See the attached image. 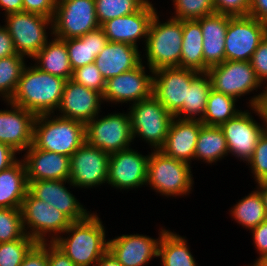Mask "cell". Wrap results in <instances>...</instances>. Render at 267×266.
Returning <instances> with one entry per match:
<instances>
[{
    "label": "cell",
    "instance_id": "6da1fadb",
    "mask_svg": "<svg viewBox=\"0 0 267 266\" xmlns=\"http://www.w3.org/2000/svg\"><path fill=\"white\" fill-rule=\"evenodd\" d=\"M97 213L86 219L72 222L53 243L66 254L76 266H95L108 250L105 227ZM68 234V235H67Z\"/></svg>",
    "mask_w": 267,
    "mask_h": 266
},
{
    "label": "cell",
    "instance_id": "7a4b0ae2",
    "mask_svg": "<svg viewBox=\"0 0 267 266\" xmlns=\"http://www.w3.org/2000/svg\"><path fill=\"white\" fill-rule=\"evenodd\" d=\"M26 65L10 102L35 115L55 113L63 95L66 79Z\"/></svg>",
    "mask_w": 267,
    "mask_h": 266
},
{
    "label": "cell",
    "instance_id": "3957f363",
    "mask_svg": "<svg viewBox=\"0 0 267 266\" xmlns=\"http://www.w3.org/2000/svg\"><path fill=\"white\" fill-rule=\"evenodd\" d=\"M55 113L36 115L33 145L49 152L71 157L86 142L85 123Z\"/></svg>",
    "mask_w": 267,
    "mask_h": 266
},
{
    "label": "cell",
    "instance_id": "277c9868",
    "mask_svg": "<svg viewBox=\"0 0 267 266\" xmlns=\"http://www.w3.org/2000/svg\"><path fill=\"white\" fill-rule=\"evenodd\" d=\"M182 40L183 21L171 17L161 23L156 12L149 26L146 44H144L149 70L180 67Z\"/></svg>",
    "mask_w": 267,
    "mask_h": 266
},
{
    "label": "cell",
    "instance_id": "5b68a950",
    "mask_svg": "<svg viewBox=\"0 0 267 266\" xmlns=\"http://www.w3.org/2000/svg\"><path fill=\"white\" fill-rule=\"evenodd\" d=\"M148 160L147 182L155 192L166 196H187L194 184L191 165L152 150Z\"/></svg>",
    "mask_w": 267,
    "mask_h": 266
},
{
    "label": "cell",
    "instance_id": "8992f818",
    "mask_svg": "<svg viewBox=\"0 0 267 266\" xmlns=\"http://www.w3.org/2000/svg\"><path fill=\"white\" fill-rule=\"evenodd\" d=\"M129 116L133 139L140 138L153 150H160L174 116L153 95L131 104Z\"/></svg>",
    "mask_w": 267,
    "mask_h": 266
},
{
    "label": "cell",
    "instance_id": "52a82bcc",
    "mask_svg": "<svg viewBox=\"0 0 267 266\" xmlns=\"http://www.w3.org/2000/svg\"><path fill=\"white\" fill-rule=\"evenodd\" d=\"M20 209L25 234L37 243L54 242L72 223L65 214L34 197L29 191Z\"/></svg>",
    "mask_w": 267,
    "mask_h": 266
},
{
    "label": "cell",
    "instance_id": "ba28073f",
    "mask_svg": "<svg viewBox=\"0 0 267 266\" xmlns=\"http://www.w3.org/2000/svg\"><path fill=\"white\" fill-rule=\"evenodd\" d=\"M5 17L4 27L11 35L16 53L26 58L32 59L48 42V28L53 36L51 18L29 12L13 13Z\"/></svg>",
    "mask_w": 267,
    "mask_h": 266
},
{
    "label": "cell",
    "instance_id": "9c48e42d",
    "mask_svg": "<svg viewBox=\"0 0 267 266\" xmlns=\"http://www.w3.org/2000/svg\"><path fill=\"white\" fill-rule=\"evenodd\" d=\"M99 27L95 0H57L52 18V38H78Z\"/></svg>",
    "mask_w": 267,
    "mask_h": 266
},
{
    "label": "cell",
    "instance_id": "30bf717a",
    "mask_svg": "<svg viewBox=\"0 0 267 266\" xmlns=\"http://www.w3.org/2000/svg\"><path fill=\"white\" fill-rule=\"evenodd\" d=\"M99 114L85 124L86 142L112 154L127 149L134 141L129 113Z\"/></svg>",
    "mask_w": 267,
    "mask_h": 266
},
{
    "label": "cell",
    "instance_id": "8fae6325",
    "mask_svg": "<svg viewBox=\"0 0 267 266\" xmlns=\"http://www.w3.org/2000/svg\"><path fill=\"white\" fill-rule=\"evenodd\" d=\"M206 73L212 89L236 100L262 87L250 61L225 60L222 64L210 67Z\"/></svg>",
    "mask_w": 267,
    "mask_h": 266
},
{
    "label": "cell",
    "instance_id": "7c38bea8",
    "mask_svg": "<svg viewBox=\"0 0 267 266\" xmlns=\"http://www.w3.org/2000/svg\"><path fill=\"white\" fill-rule=\"evenodd\" d=\"M266 34L267 25L256 18L230 16L224 40L226 60L250 61Z\"/></svg>",
    "mask_w": 267,
    "mask_h": 266
},
{
    "label": "cell",
    "instance_id": "4fadbf2b",
    "mask_svg": "<svg viewBox=\"0 0 267 266\" xmlns=\"http://www.w3.org/2000/svg\"><path fill=\"white\" fill-rule=\"evenodd\" d=\"M110 154L85 142L70 157L72 187L92 188L108 181Z\"/></svg>",
    "mask_w": 267,
    "mask_h": 266
},
{
    "label": "cell",
    "instance_id": "5bb4252c",
    "mask_svg": "<svg viewBox=\"0 0 267 266\" xmlns=\"http://www.w3.org/2000/svg\"><path fill=\"white\" fill-rule=\"evenodd\" d=\"M219 127L224 133L229 154L245 163L252 157L259 138L267 130L266 124L258 123L249 110L239 112Z\"/></svg>",
    "mask_w": 267,
    "mask_h": 266
},
{
    "label": "cell",
    "instance_id": "9a60e30c",
    "mask_svg": "<svg viewBox=\"0 0 267 266\" xmlns=\"http://www.w3.org/2000/svg\"><path fill=\"white\" fill-rule=\"evenodd\" d=\"M141 62L133 70L121 73L106 81L103 101L115 104H135L153 95V71L146 74ZM131 102V103H130Z\"/></svg>",
    "mask_w": 267,
    "mask_h": 266
},
{
    "label": "cell",
    "instance_id": "2e32d148",
    "mask_svg": "<svg viewBox=\"0 0 267 266\" xmlns=\"http://www.w3.org/2000/svg\"><path fill=\"white\" fill-rule=\"evenodd\" d=\"M149 157L131 147L110 154L107 183L118 190L145 187Z\"/></svg>",
    "mask_w": 267,
    "mask_h": 266
},
{
    "label": "cell",
    "instance_id": "e0dca14e",
    "mask_svg": "<svg viewBox=\"0 0 267 266\" xmlns=\"http://www.w3.org/2000/svg\"><path fill=\"white\" fill-rule=\"evenodd\" d=\"M200 72L181 67L153 71V96L174 116L186 100L187 88Z\"/></svg>",
    "mask_w": 267,
    "mask_h": 266
},
{
    "label": "cell",
    "instance_id": "ac0fdd59",
    "mask_svg": "<svg viewBox=\"0 0 267 266\" xmlns=\"http://www.w3.org/2000/svg\"><path fill=\"white\" fill-rule=\"evenodd\" d=\"M156 12L152 2L148 0L138 11L108 20L100 27L108 42H123L138 47L140 39L145 38L143 42L146 44L149 26Z\"/></svg>",
    "mask_w": 267,
    "mask_h": 266
},
{
    "label": "cell",
    "instance_id": "d6986e66",
    "mask_svg": "<svg viewBox=\"0 0 267 266\" xmlns=\"http://www.w3.org/2000/svg\"><path fill=\"white\" fill-rule=\"evenodd\" d=\"M102 103L104 102L101 93L69 79L65 83L58 111L55 113L60 117L86 124L101 112Z\"/></svg>",
    "mask_w": 267,
    "mask_h": 266
},
{
    "label": "cell",
    "instance_id": "ffe728a7",
    "mask_svg": "<svg viewBox=\"0 0 267 266\" xmlns=\"http://www.w3.org/2000/svg\"><path fill=\"white\" fill-rule=\"evenodd\" d=\"M69 180H38L28 182V191L36 198L65 214L72 222L86 219L91 212L67 189Z\"/></svg>",
    "mask_w": 267,
    "mask_h": 266
},
{
    "label": "cell",
    "instance_id": "44dd1931",
    "mask_svg": "<svg viewBox=\"0 0 267 266\" xmlns=\"http://www.w3.org/2000/svg\"><path fill=\"white\" fill-rule=\"evenodd\" d=\"M158 238H151L142 234H130L108 239V250L122 266H144L152 258L158 257V247L162 234L160 229Z\"/></svg>",
    "mask_w": 267,
    "mask_h": 266
},
{
    "label": "cell",
    "instance_id": "7402d4cb",
    "mask_svg": "<svg viewBox=\"0 0 267 266\" xmlns=\"http://www.w3.org/2000/svg\"><path fill=\"white\" fill-rule=\"evenodd\" d=\"M10 110H0V142L11 146L18 154L33 144V126L36 115L10 101Z\"/></svg>",
    "mask_w": 267,
    "mask_h": 266
},
{
    "label": "cell",
    "instance_id": "603a6c76",
    "mask_svg": "<svg viewBox=\"0 0 267 266\" xmlns=\"http://www.w3.org/2000/svg\"><path fill=\"white\" fill-rule=\"evenodd\" d=\"M27 181L69 180L70 157L36 148L33 144L24 153Z\"/></svg>",
    "mask_w": 267,
    "mask_h": 266
},
{
    "label": "cell",
    "instance_id": "cb8c5ba5",
    "mask_svg": "<svg viewBox=\"0 0 267 266\" xmlns=\"http://www.w3.org/2000/svg\"><path fill=\"white\" fill-rule=\"evenodd\" d=\"M199 120H183L173 118L163 147L164 154L191 165L200 128Z\"/></svg>",
    "mask_w": 267,
    "mask_h": 266
},
{
    "label": "cell",
    "instance_id": "d4e9b609",
    "mask_svg": "<svg viewBox=\"0 0 267 266\" xmlns=\"http://www.w3.org/2000/svg\"><path fill=\"white\" fill-rule=\"evenodd\" d=\"M229 20L230 15L219 13L197 20L200 23L203 37L204 72L226 60L224 40Z\"/></svg>",
    "mask_w": 267,
    "mask_h": 266
},
{
    "label": "cell",
    "instance_id": "484cf974",
    "mask_svg": "<svg viewBox=\"0 0 267 266\" xmlns=\"http://www.w3.org/2000/svg\"><path fill=\"white\" fill-rule=\"evenodd\" d=\"M140 53L138 47L131 44L108 42L95 58V64L107 81L137 67L143 60Z\"/></svg>",
    "mask_w": 267,
    "mask_h": 266
},
{
    "label": "cell",
    "instance_id": "4316f807",
    "mask_svg": "<svg viewBox=\"0 0 267 266\" xmlns=\"http://www.w3.org/2000/svg\"><path fill=\"white\" fill-rule=\"evenodd\" d=\"M28 192L26 168L18 159L9 168L0 172V208H21Z\"/></svg>",
    "mask_w": 267,
    "mask_h": 266
},
{
    "label": "cell",
    "instance_id": "83f0119b",
    "mask_svg": "<svg viewBox=\"0 0 267 266\" xmlns=\"http://www.w3.org/2000/svg\"><path fill=\"white\" fill-rule=\"evenodd\" d=\"M68 49L70 65L73 70L95 63V58L108 43L104 30L99 27L84 36L63 40Z\"/></svg>",
    "mask_w": 267,
    "mask_h": 266
},
{
    "label": "cell",
    "instance_id": "f1b7e54d",
    "mask_svg": "<svg viewBox=\"0 0 267 266\" xmlns=\"http://www.w3.org/2000/svg\"><path fill=\"white\" fill-rule=\"evenodd\" d=\"M32 60L36 62L34 66L43 72L66 80L72 77L73 69L70 65L68 49L61 39L56 37L49 39Z\"/></svg>",
    "mask_w": 267,
    "mask_h": 266
},
{
    "label": "cell",
    "instance_id": "f546056e",
    "mask_svg": "<svg viewBox=\"0 0 267 266\" xmlns=\"http://www.w3.org/2000/svg\"><path fill=\"white\" fill-rule=\"evenodd\" d=\"M211 80L206 72H200L187 88L186 100L182 108L174 115L177 119L201 121L207 105Z\"/></svg>",
    "mask_w": 267,
    "mask_h": 266
},
{
    "label": "cell",
    "instance_id": "4dcf8cb0",
    "mask_svg": "<svg viewBox=\"0 0 267 266\" xmlns=\"http://www.w3.org/2000/svg\"><path fill=\"white\" fill-rule=\"evenodd\" d=\"M203 37L197 20H183L180 67L204 72Z\"/></svg>",
    "mask_w": 267,
    "mask_h": 266
},
{
    "label": "cell",
    "instance_id": "1f68e13d",
    "mask_svg": "<svg viewBox=\"0 0 267 266\" xmlns=\"http://www.w3.org/2000/svg\"><path fill=\"white\" fill-rule=\"evenodd\" d=\"M224 133L219 126L202 125L198 134L194 160L207 164L216 163L228 154Z\"/></svg>",
    "mask_w": 267,
    "mask_h": 266
},
{
    "label": "cell",
    "instance_id": "d6a6232c",
    "mask_svg": "<svg viewBox=\"0 0 267 266\" xmlns=\"http://www.w3.org/2000/svg\"><path fill=\"white\" fill-rule=\"evenodd\" d=\"M158 257L162 266H198L186 238L170 230L161 236Z\"/></svg>",
    "mask_w": 267,
    "mask_h": 266
},
{
    "label": "cell",
    "instance_id": "836d02e7",
    "mask_svg": "<svg viewBox=\"0 0 267 266\" xmlns=\"http://www.w3.org/2000/svg\"><path fill=\"white\" fill-rule=\"evenodd\" d=\"M236 203L231 208V217L245 229L251 231L267 219L263 198L257 188Z\"/></svg>",
    "mask_w": 267,
    "mask_h": 266
},
{
    "label": "cell",
    "instance_id": "e575fe53",
    "mask_svg": "<svg viewBox=\"0 0 267 266\" xmlns=\"http://www.w3.org/2000/svg\"><path fill=\"white\" fill-rule=\"evenodd\" d=\"M235 98L212 89L201 122L207 126H220L242 110L236 108Z\"/></svg>",
    "mask_w": 267,
    "mask_h": 266
},
{
    "label": "cell",
    "instance_id": "d590c367",
    "mask_svg": "<svg viewBox=\"0 0 267 266\" xmlns=\"http://www.w3.org/2000/svg\"><path fill=\"white\" fill-rule=\"evenodd\" d=\"M25 58L20 54L0 58V97L3 101H10L13 97L26 66Z\"/></svg>",
    "mask_w": 267,
    "mask_h": 266
},
{
    "label": "cell",
    "instance_id": "8d00e7d4",
    "mask_svg": "<svg viewBox=\"0 0 267 266\" xmlns=\"http://www.w3.org/2000/svg\"><path fill=\"white\" fill-rule=\"evenodd\" d=\"M148 0H95L96 17L100 26L108 20L138 11Z\"/></svg>",
    "mask_w": 267,
    "mask_h": 266
},
{
    "label": "cell",
    "instance_id": "74e56055",
    "mask_svg": "<svg viewBox=\"0 0 267 266\" xmlns=\"http://www.w3.org/2000/svg\"><path fill=\"white\" fill-rule=\"evenodd\" d=\"M36 244L27 234L14 241L0 243V266H20Z\"/></svg>",
    "mask_w": 267,
    "mask_h": 266
},
{
    "label": "cell",
    "instance_id": "f35d334b",
    "mask_svg": "<svg viewBox=\"0 0 267 266\" xmlns=\"http://www.w3.org/2000/svg\"><path fill=\"white\" fill-rule=\"evenodd\" d=\"M177 20H198L216 13L214 0H172Z\"/></svg>",
    "mask_w": 267,
    "mask_h": 266
},
{
    "label": "cell",
    "instance_id": "ab89813d",
    "mask_svg": "<svg viewBox=\"0 0 267 266\" xmlns=\"http://www.w3.org/2000/svg\"><path fill=\"white\" fill-rule=\"evenodd\" d=\"M24 235L21 209L0 208V243L14 241Z\"/></svg>",
    "mask_w": 267,
    "mask_h": 266
},
{
    "label": "cell",
    "instance_id": "60d3db41",
    "mask_svg": "<svg viewBox=\"0 0 267 266\" xmlns=\"http://www.w3.org/2000/svg\"><path fill=\"white\" fill-rule=\"evenodd\" d=\"M71 80L86 88L95 90L102 95L105 91L106 80L95 63L87 64L73 70Z\"/></svg>",
    "mask_w": 267,
    "mask_h": 266
},
{
    "label": "cell",
    "instance_id": "b9f144b4",
    "mask_svg": "<svg viewBox=\"0 0 267 266\" xmlns=\"http://www.w3.org/2000/svg\"><path fill=\"white\" fill-rule=\"evenodd\" d=\"M255 182L267 177V130L259 138L252 157L247 161Z\"/></svg>",
    "mask_w": 267,
    "mask_h": 266
},
{
    "label": "cell",
    "instance_id": "7bdbcfd3",
    "mask_svg": "<svg viewBox=\"0 0 267 266\" xmlns=\"http://www.w3.org/2000/svg\"><path fill=\"white\" fill-rule=\"evenodd\" d=\"M216 13L230 16L249 14L250 0H214Z\"/></svg>",
    "mask_w": 267,
    "mask_h": 266
},
{
    "label": "cell",
    "instance_id": "ee69618b",
    "mask_svg": "<svg viewBox=\"0 0 267 266\" xmlns=\"http://www.w3.org/2000/svg\"><path fill=\"white\" fill-rule=\"evenodd\" d=\"M250 62L258 79L261 82L267 80V34L260 41Z\"/></svg>",
    "mask_w": 267,
    "mask_h": 266
},
{
    "label": "cell",
    "instance_id": "f6af8a7d",
    "mask_svg": "<svg viewBox=\"0 0 267 266\" xmlns=\"http://www.w3.org/2000/svg\"><path fill=\"white\" fill-rule=\"evenodd\" d=\"M57 0H23V12L36 13L53 18Z\"/></svg>",
    "mask_w": 267,
    "mask_h": 266
},
{
    "label": "cell",
    "instance_id": "bcb514c9",
    "mask_svg": "<svg viewBox=\"0 0 267 266\" xmlns=\"http://www.w3.org/2000/svg\"><path fill=\"white\" fill-rule=\"evenodd\" d=\"M20 266H48L47 242L37 243Z\"/></svg>",
    "mask_w": 267,
    "mask_h": 266
},
{
    "label": "cell",
    "instance_id": "7dc6e473",
    "mask_svg": "<svg viewBox=\"0 0 267 266\" xmlns=\"http://www.w3.org/2000/svg\"><path fill=\"white\" fill-rule=\"evenodd\" d=\"M266 83V86L263 87L264 89L262 92L254 95L249 99V102H247L249 109L254 111L256 115H258L262 122H264L267 126V80L261 82V86H263ZM249 103V104H248Z\"/></svg>",
    "mask_w": 267,
    "mask_h": 266
},
{
    "label": "cell",
    "instance_id": "c3c4849f",
    "mask_svg": "<svg viewBox=\"0 0 267 266\" xmlns=\"http://www.w3.org/2000/svg\"><path fill=\"white\" fill-rule=\"evenodd\" d=\"M253 236V242L255 244L256 251L259 254V258L255 260L254 264L265 254H267V219L260 225L251 230Z\"/></svg>",
    "mask_w": 267,
    "mask_h": 266
},
{
    "label": "cell",
    "instance_id": "681fc988",
    "mask_svg": "<svg viewBox=\"0 0 267 266\" xmlns=\"http://www.w3.org/2000/svg\"><path fill=\"white\" fill-rule=\"evenodd\" d=\"M48 266H76L53 242H47Z\"/></svg>",
    "mask_w": 267,
    "mask_h": 266
},
{
    "label": "cell",
    "instance_id": "f907efd6",
    "mask_svg": "<svg viewBox=\"0 0 267 266\" xmlns=\"http://www.w3.org/2000/svg\"><path fill=\"white\" fill-rule=\"evenodd\" d=\"M17 54L14 48L13 40L7 29L0 25V58H5Z\"/></svg>",
    "mask_w": 267,
    "mask_h": 266
},
{
    "label": "cell",
    "instance_id": "816d5d0a",
    "mask_svg": "<svg viewBox=\"0 0 267 266\" xmlns=\"http://www.w3.org/2000/svg\"><path fill=\"white\" fill-rule=\"evenodd\" d=\"M248 15L267 25V0H250Z\"/></svg>",
    "mask_w": 267,
    "mask_h": 266
},
{
    "label": "cell",
    "instance_id": "f5cc1de1",
    "mask_svg": "<svg viewBox=\"0 0 267 266\" xmlns=\"http://www.w3.org/2000/svg\"><path fill=\"white\" fill-rule=\"evenodd\" d=\"M16 152L11 146L0 142V172L9 168L18 159Z\"/></svg>",
    "mask_w": 267,
    "mask_h": 266
},
{
    "label": "cell",
    "instance_id": "db71d44e",
    "mask_svg": "<svg viewBox=\"0 0 267 266\" xmlns=\"http://www.w3.org/2000/svg\"><path fill=\"white\" fill-rule=\"evenodd\" d=\"M0 8L4 15L23 12V0H0Z\"/></svg>",
    "mask_w": 267,
    "mask_h": 266
},
{
    "label": "cell",
    "instance_id": "11a10c76",
    "mask_svg": "<svg viewBox=\"0 0 267 266\" xmlns=\"http://www.w3.org/2000/svg\"><path fill=\"white\" fill-rule=\"evenodd\" d=\"M95 266H122L112 253L107 250L98 260Z\"/></svg>",
    "mask_w": 267,
    "mask_h": 266
},
{
    "label": "cell",
    "instance_id": "9f6ffc18",
    "mask_svg": "<svg viewBox=\"0 0 267 266\" xmlns=\"http://www.w3.org/2000/svg\"><path fill=\"white\" fill-rule=\"evenodd\" d=\"M256 184V187H258L257 189L263 198L264 206L267 212V185H265L262 181L257 182Z\"/></svg>",
    "mask_w": 267,
    "mask_h": 266
},
{
    "label": "cell",
    "instance_id": "6f0895ef",
    "mask_svg": "<svg viewBox=\"0 0 267 266\" xmlns=\"http://www.w3.org/2000/svg\"><path fill=\"white\" fill-rule=\"evenodd\" d=\"M253 266H267V254L262 256Z\"/></svg>",
    "mask_w": 267,
    "mask_h": 266
},
{
    "label": "cell",
    "instance_id": "680465c9",
    "mask_svg": "<svg viewBox=\"0 0 267 266\" xmlns=\"http://www.w3.org/2000/svg\"><path fill=\"white\" fill-rule=\"evenodd\" d=\"M265 185H267V177L264 178V180L262 181Z\"/></svg>",
    "mask_w": 267,
    "mask_h": 266
}]
</instances>
